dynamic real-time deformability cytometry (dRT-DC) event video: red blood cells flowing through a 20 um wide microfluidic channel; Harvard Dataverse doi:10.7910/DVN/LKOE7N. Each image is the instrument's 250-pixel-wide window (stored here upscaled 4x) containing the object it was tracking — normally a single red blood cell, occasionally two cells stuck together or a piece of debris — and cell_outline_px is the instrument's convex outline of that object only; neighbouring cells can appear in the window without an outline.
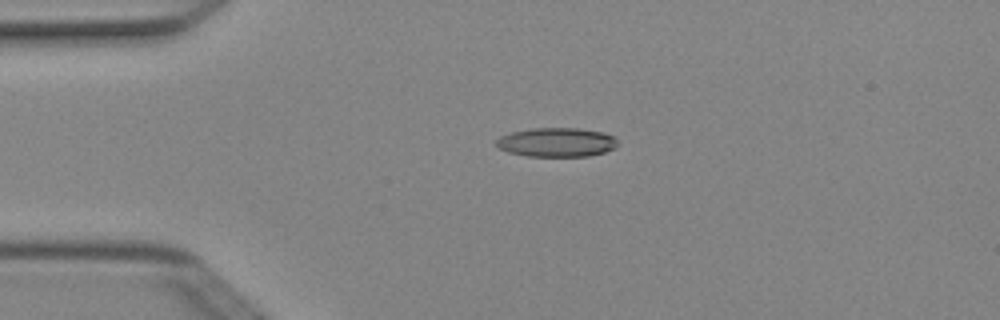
{"species": "Egyptian fruit bat (a non-hibernating species)", "species_latin": "Rousettus aegyptiacus", "temperature_condition": "cold", "stored_images_in_passage": 4, "camera_frame_rate_fps": 3000, "um_per_image_px": 0.085, "animal": {"sex": "female"}, "frame": {"image": 1, "passage_image": 3, "time_ms": 0.667, "image_size_px": [1000, 320], "cell_outline_px": [[616, 148], [604, 152], [588, 156], [528, 156], [508, 152], [500, 148], [496, 144], [496, 140], [500, 136], [512, 132], [532, 128], [580, 128], [604, 132], [616, 136]], "centroid_in_image_um": [47.34, 12.08], "position_along_channel_um": 37.7, "area_um2": 20.63}}